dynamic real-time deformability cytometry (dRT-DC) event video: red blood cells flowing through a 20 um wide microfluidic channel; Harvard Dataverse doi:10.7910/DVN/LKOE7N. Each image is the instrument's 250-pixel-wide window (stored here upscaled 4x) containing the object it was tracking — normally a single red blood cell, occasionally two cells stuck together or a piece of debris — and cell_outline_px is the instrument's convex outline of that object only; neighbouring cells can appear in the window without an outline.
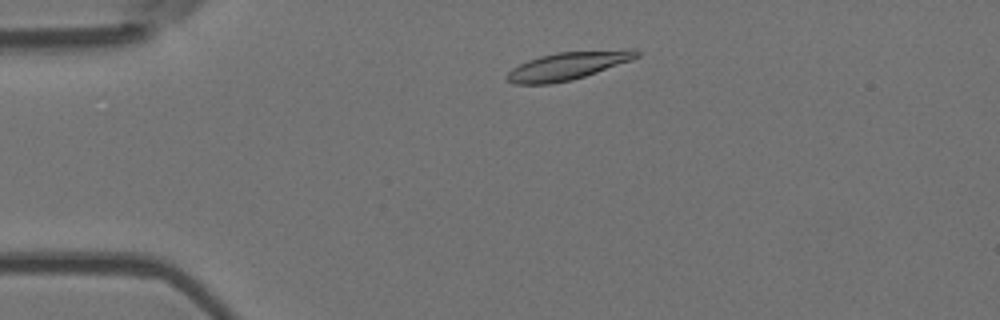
{"species": "Egyptian fruit bat (a non-hibernating species)", "species_latin": "Rousettus aegyptiacus", "temperature_condition": "room temperature", "stored_images_in_passage": 15, "camera_frame_rate_fps": 3000, "um_per_image_px": 0.085, "animal": {"sex": "female"}, "frame": {"image": 1, "passage_image": 6, "time_ms": 1.667, "image_size_px": [1000, 320], "cell_outline_px": [[640, 56], [632, 60], [572, 80], [552, 84], [516, 84], [508, 80], [504, 76], [512, 68], [528, 60], [540, 56], [556, 52], [628, 48], [640, 52]], "centroid_in_image_um": [48.28, 5.58], "position_along_channel_um": 36.7, "area_um2": 21.21}}
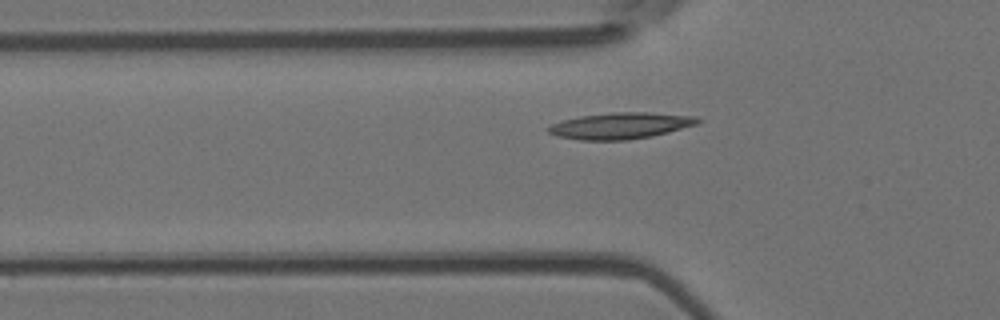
{"frame": {"image": 2, "passage_image": 12, "time_ms": 3.667, "image_size_px": [1000, 320], "cell_outline_px": [[704, 120], [696, 124], [668, 132], [652, 136], [628, 140], [580, 140], [556, 136], [548, 132], [544, 128], [552, 124], [564, 120], [580, 116], [612, 112], [648, 112], [696, 116]], "centroid_in_image_um": [52.74, 10.68], "position_along_channel_um": 73.1, "area_um2": 23.0}}